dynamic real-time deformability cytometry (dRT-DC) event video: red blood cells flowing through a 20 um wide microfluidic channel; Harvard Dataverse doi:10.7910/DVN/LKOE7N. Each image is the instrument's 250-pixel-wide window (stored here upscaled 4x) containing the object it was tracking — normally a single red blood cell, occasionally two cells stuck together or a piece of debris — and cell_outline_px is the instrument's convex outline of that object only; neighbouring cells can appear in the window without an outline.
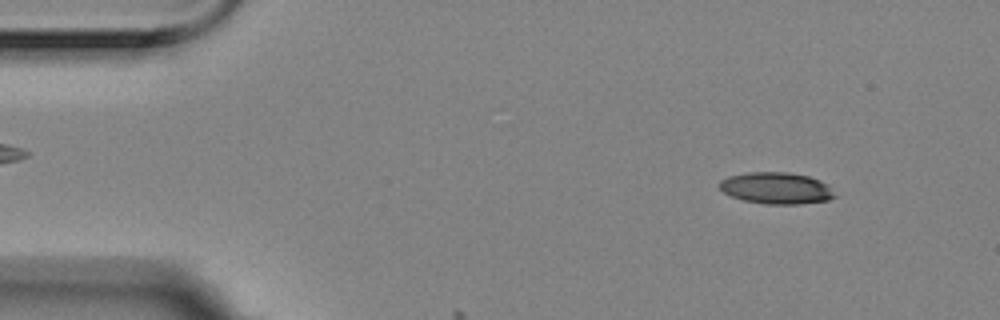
{"species": "Egyptian fruit bat (a non-hibernating species)", "species_latin": "Rousettus aegyptiacus", "temperature_condition": "room temperature", "stored_images_in_passage": 2, "camera_frame_rate_fps": 3000, "um_per_image_px": 0.085, "animal": {"sex": "female"}, "frame": {"image": 1, "passage_image": 1, "time_ms": 0.0, "image_size_px": [1000, 320], "cell_outline_px": [[836, 196], [828, 200], [800, 204], [768, 204], [744, 200], [732, 196], [724, 192], [720, 188], [720, 180], [728, 176], [748, 172], [788, 172], [808, 176], [820, 180]], "centroid_in_image_um": [65.96, 15.98], "position_along_channel_um": 19.0, "area_um2": 20.92}}